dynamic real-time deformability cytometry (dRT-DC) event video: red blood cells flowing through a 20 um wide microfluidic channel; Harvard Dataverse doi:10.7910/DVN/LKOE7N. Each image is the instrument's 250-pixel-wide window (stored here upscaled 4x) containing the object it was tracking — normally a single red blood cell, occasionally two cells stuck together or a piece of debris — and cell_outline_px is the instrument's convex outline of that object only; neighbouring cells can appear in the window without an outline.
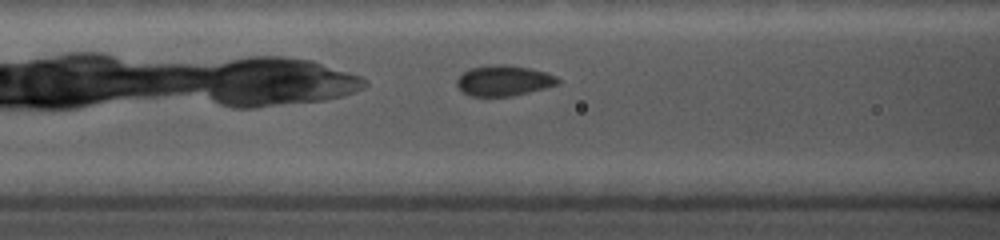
{"species": "common noctule bat (a hibernating species)", "species_latin": "Nyctalus noctula", "temperature_condition": "cold", "stored_images_in_passage": 9, "camera_frame_rate_fps": 5000, "um_per_image_px": 0.085, "animal": {"sex": "female", "body_mass_g": 19.0, "forearm_length_mm": 56.7}, "frame": {"image": 1, "passage_image": 4, "time_ms": 1.8, "image_size_px": [1000, 240], "cell_outline_px": [[560, 84], [512, 96], [468, 96], [456, 84], [456, 80], [468, 68], [492, 64], [508, 64], [528, 68], [544, 72], [556, 76], [560, 80]], "centroid_in_image_um": [42.81, 6.84], "position_along_channel_um": 123.8, "area_um2": 17.98}}
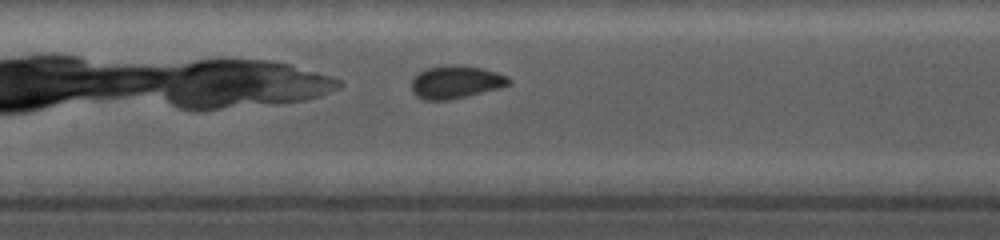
{"frame": {"image": 2, "passage_image": 6, "time_ms": 3.0, "image_size_px": [1000, 240], "cell_outline_px": [[512, 84], [500, 88], [468, 96], [448, 100], [424, 100], [416, 96], [412, 92], [412, 80], [424, 68], [444, 64], [456, 64], [480, 68], [496, 72], [508, 76], [512, 80]], "centroid_in_image_um": [38.76, 6.97], "position_along_channel_um": 168.6, "area_um2": 18.9}}